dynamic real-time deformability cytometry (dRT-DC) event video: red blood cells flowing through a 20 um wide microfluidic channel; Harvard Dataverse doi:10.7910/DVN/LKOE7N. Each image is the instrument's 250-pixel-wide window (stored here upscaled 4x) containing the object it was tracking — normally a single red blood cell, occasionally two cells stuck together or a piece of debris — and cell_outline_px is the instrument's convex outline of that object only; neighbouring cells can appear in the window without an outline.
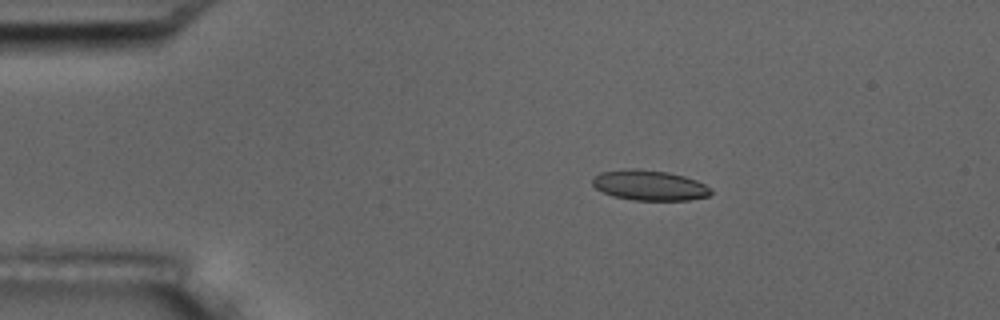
{"species": "common noctule bat (a hibernating species)", "species_latin": "Nyctalus noctula", "temperature_condition": "room temperature", "stored_images_in_passage": 7, "camera_frame_rate_fps": 3000, "um_per_image_px": 0.085, "animal": {"sex": "male", "body_mass_g": 17.5, "forearm_length_mm": 52.3}, "frame": {"image": 1, "passage_image": 3, "time_ms": 2.333, "image_size_px": [1000, 320], "cell_outline_px": [[712, 192], [708, 196], [688, 200], [632, 200], [612, 196], [596, 188], [592, 184], [592, 176], [600, 172], [632, 168], [636, 168], [668, 172], [684, 176], [696, 180], [712, 188]], "centroid_in_image_um": [55.19, 15.74], "position_along_channel_um": 29.8, "area_um2": 20.98}}
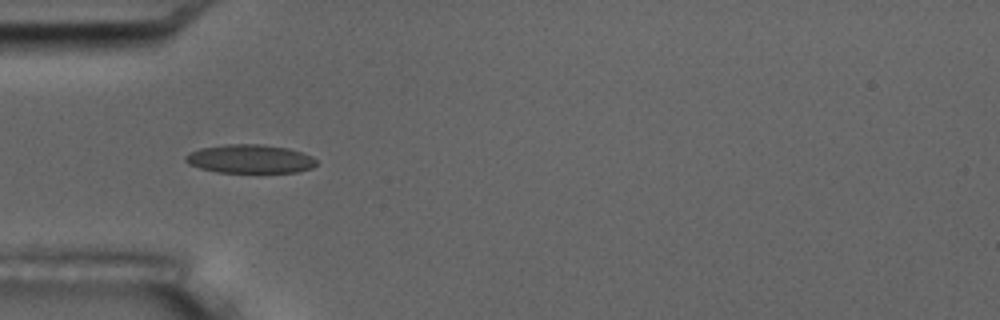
{"frame": {"image": 2, "passage_image": 5, "time_ms": 4.667, "image_size_px": [1000, 320], "cell_outline_px": [[316, 164], [312, 168], [296, 172], [216, 172], [200, 168], [188, 164], [184, 160], [184, 156], [188, 152], [200, 148], [224, 144], [260, 144], [288, 148], [312, 156], [316, 160]], "centroid_in_image_um": [21.2, 13.5], "position_along_channel_um": 63.8, "area_um2": 21.91}}